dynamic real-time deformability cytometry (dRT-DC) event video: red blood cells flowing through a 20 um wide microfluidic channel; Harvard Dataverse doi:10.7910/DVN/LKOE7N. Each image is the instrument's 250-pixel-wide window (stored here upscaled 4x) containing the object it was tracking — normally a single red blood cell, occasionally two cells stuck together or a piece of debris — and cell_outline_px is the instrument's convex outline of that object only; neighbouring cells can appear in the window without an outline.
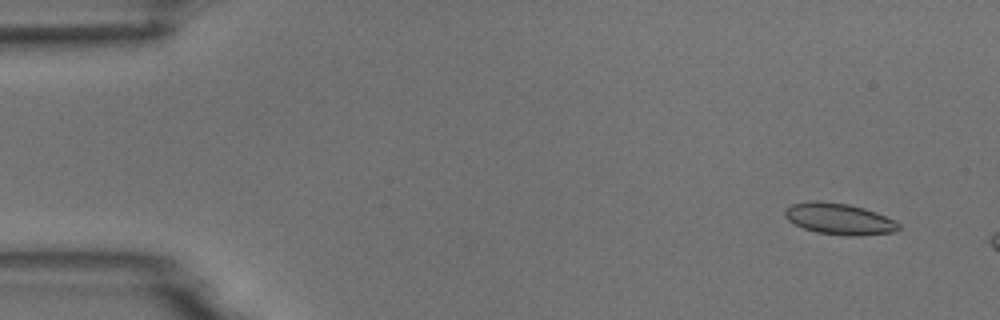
{"species": "common noctule bat (a hibernating species)", "species_latin": "Nyctalus noctula", "temperature_condition": "room temperature", "stored_images_in_passage": 2, "camera_frame_rate_fps": 3000, "um_per_image_px": 0.085, "animal": {"sex": "male", "body_mass_g": 18.8}, "frame": {"image": 1, "passage_image": 1, "time_ms": 0.0, "image_size_px": [1000, 320], "cell_outline_px": [[900, 228], [896, 232], [856, 236], [844, 236], [816, 232], [804, 228], [788, 220], [784, 216], [784, 212], [792, 204], [812, 200], [820, 200], [848, 204], [864, 208], [876, 212], [896, 220], [900, 224]], "centroid_in_image_um": [71.37, 18.61], "position_along_channel_um": 13.6, "area_um2": 20.92}}